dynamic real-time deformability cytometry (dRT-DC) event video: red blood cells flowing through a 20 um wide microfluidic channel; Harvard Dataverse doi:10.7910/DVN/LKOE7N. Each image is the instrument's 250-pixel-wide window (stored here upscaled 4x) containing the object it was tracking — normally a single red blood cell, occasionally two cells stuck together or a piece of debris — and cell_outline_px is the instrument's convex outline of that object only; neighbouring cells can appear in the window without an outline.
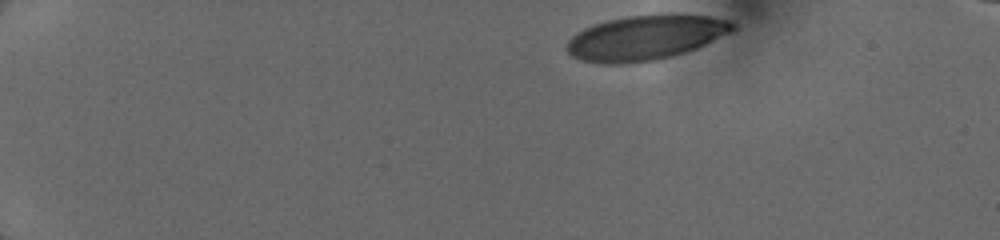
{"species": "human", "species_latin": "Homo sapiens", "temperature_condition": "cold", "stored_images_in_passage": 21, "camera_frame_rate_fps": 3000, "um_per_image_px": 0.085, "donor": {"sex": "female"}, "frame": {"image": 1, "passage_image": 1, "time_ms": 0.0, "image_size_px": [1000, 240], "cell_outline_px": [[736, 28], [732, 32], [696, 48], [672, 56], [656, 60], [624, 64], [596, 64], [580, 60], [572, 56], [564, 48], [568, 40], [576, 32], [584, 28], [608, 20], [628, 16], [668, 12], [676, 12], [708, 16], [728, 20], [736, 24]], "centroid_in_image_um": [54.87, 3.18], "position_along_channel_um": 30.1, "area_um2": 44.1}}